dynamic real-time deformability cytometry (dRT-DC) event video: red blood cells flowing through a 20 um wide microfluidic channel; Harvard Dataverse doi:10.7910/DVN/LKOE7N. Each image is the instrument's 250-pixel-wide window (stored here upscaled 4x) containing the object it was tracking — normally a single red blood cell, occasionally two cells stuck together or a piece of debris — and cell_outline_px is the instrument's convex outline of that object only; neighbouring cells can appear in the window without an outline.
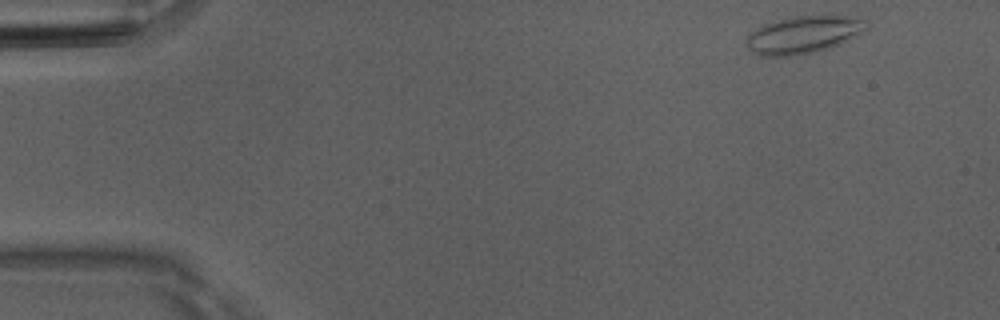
{"species": "Egyptian fruit bat (a non-hibernating species)", "species_latin": "Rousettus aegyptiacus", "temperature_condition": "room temperature", "stored_images_in_passage": 44, "camera_frame_rate_fps": 3000, "um_per_image_px": 0.085, "animal": {"sex": "male"}, "frame": {"image": 1, "passage_image": 1, "time_ms": 0.0, "image_size_px": [1000, 320], "cell_outline_px": [[868, 28], [864, 32], [840, 44], [828, 48], [812, 52], [792, 56], [760, 56], [752, 52], [748, 48], [748, 36], [756, 28], [764, 24], [796, 16], [832, 12], [868, 20]], "centroid_in_image_um": [68.4, 2.9], "position_along_channel_um": 16.6, "area_um2": 26.76}}
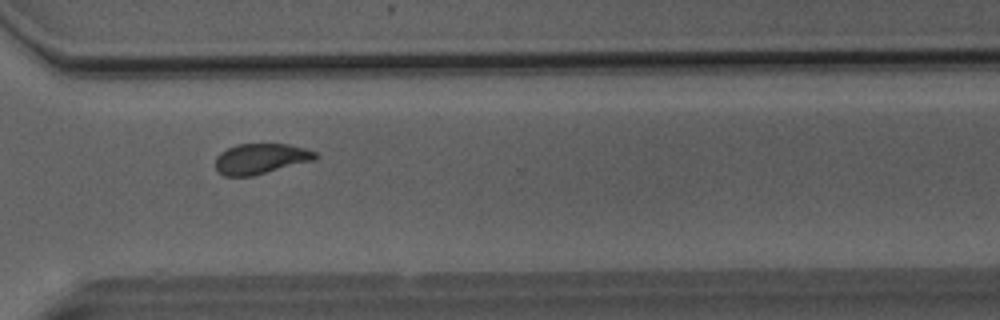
{"frame": {"image": 2, "passage_image": 34, "time_ms": 11.0, "image_size_px": [1000, 320], "cell_outline_px": [[320, 156], [316, 160], [252, 176], [224, 176], [216, 168], [216, 156], [220, 152], [236, 144], [288, 144], [304, 148], [316, 152]], "centroid_in_image_um": [22.19, 13.49], "position_along_channel_um": 348.4, "area_um2": 17.8}}
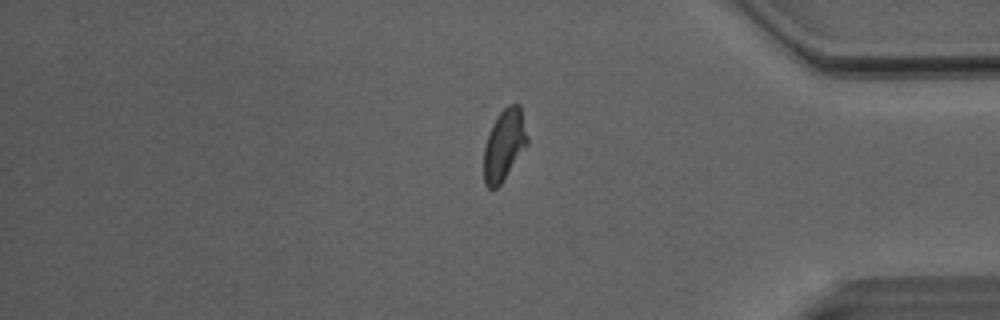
{"frame": {"image": 3, "passage_image": 39, "time_ms": 12.667, "image_size_px": [1000, 320], "cell_outline_px": [[528, 144], [500, 184], [496, 188], [488, 188], [484, 184], [484, 148], [492, 124], [500, 112], [508, 104], [520, 104], [528, 136]], "centroid_in_image_um": [42.87, 12.3], "position_along_channel_um": 392.3, "area_um2": 17.92}}